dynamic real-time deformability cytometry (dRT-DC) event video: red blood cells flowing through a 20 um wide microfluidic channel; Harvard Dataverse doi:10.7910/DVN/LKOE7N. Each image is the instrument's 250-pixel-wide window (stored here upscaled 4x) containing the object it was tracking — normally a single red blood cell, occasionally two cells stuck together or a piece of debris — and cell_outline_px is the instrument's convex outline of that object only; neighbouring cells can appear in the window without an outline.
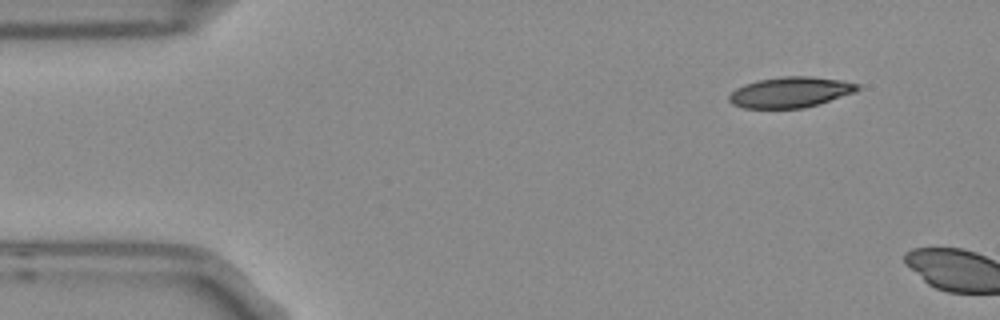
{"species": "Egyptian fruit bat (a non-hibernating species)", "species_latin": "Rousettus aegyptiacus", "temperature_condition": "room temperature", "stored_images_in_passage": 2, "camera_frame_rate_fps": 3000, "um_per_image_px": 0.085, "frame": {"image": 1, "passage_image": 1, "time_ms": 0.0, "image_size_px": [1000, 320], "cell_outline_px": [[860, 88], [856, 92], [804, 108], [744, 108], [732, 104], [728, 100], [728, 96], [736, 88], [744, 84], [756, 80], [784, 76], [812, 76], [844, 80], [860, 84]], "centroid_in_image_um": [67.19, 7.83], "position_along_channel_um": 17.8, "area_um2": 23.06}}